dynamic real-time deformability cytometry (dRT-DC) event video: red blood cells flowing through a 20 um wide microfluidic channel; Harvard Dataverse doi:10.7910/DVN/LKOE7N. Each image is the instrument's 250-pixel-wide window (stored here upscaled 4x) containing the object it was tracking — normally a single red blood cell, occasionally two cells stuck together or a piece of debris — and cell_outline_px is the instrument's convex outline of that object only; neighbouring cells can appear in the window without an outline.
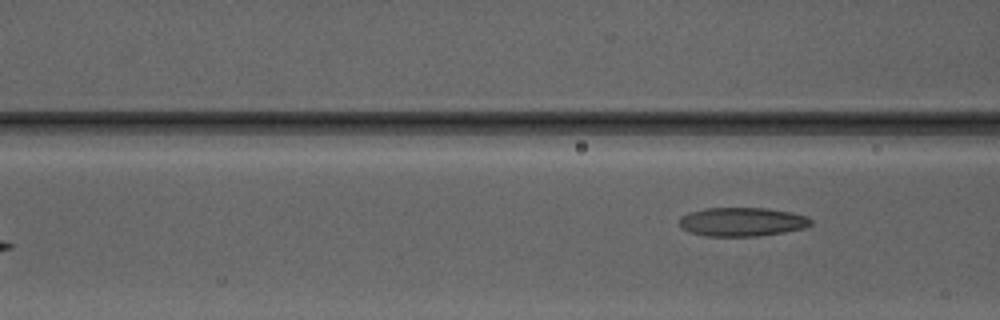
{"species": "Egyptian fruit bat (a non-hibernating species)", "species_latin": "Rousettus aegyptiacus", "temperature_condition": "warm", "stored_images_in_passage": 6, "camera_frame_rate_fps": 3000, "um_per_image_px": 0.085, "animal": {"sex": "male"}, "frame": {"image": 1, "passage_image": 6, "time_ms": 6.0, "image_size_px": [1000, 320], "cell_outline_px": [[812, 224], [804, 228], [784, 232], [760, 236], [708, 236], [688, 232], [680, 224], [680, 216], [688, 212], [708, 208], [768, 208], [792, 212], [808, 216], [812, 220]], "centroid_in_image_um": [63.11, 18.85], "position_along_channel_um": 103.5, "area_um2": 22.2}}